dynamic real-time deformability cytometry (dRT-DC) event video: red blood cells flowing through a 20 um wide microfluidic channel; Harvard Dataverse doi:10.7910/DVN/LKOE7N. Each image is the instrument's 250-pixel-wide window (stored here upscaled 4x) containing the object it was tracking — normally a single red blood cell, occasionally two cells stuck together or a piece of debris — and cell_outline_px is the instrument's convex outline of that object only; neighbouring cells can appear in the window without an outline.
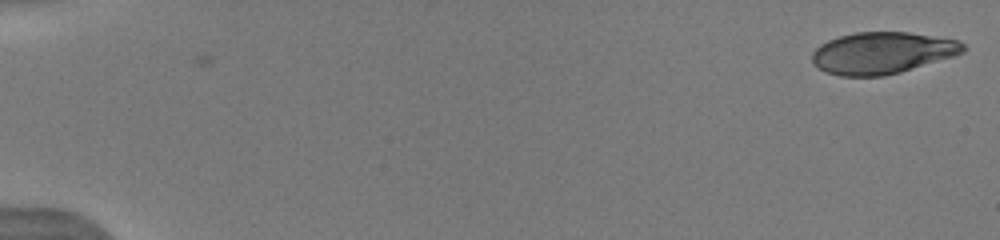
{"species": "human", "species_latin": "Homo sapiens", "temperature_condition": "warm", "stored_images_in_passage": 44, "camera_frame_rate_fps": 3000, "um_per_image_px": 0.085, "donor": {"sex": "male"}, "frame": {"image": 1, "passage_image": 1, "time_ms": 0.0, "image_size_px": [1000, 240], "cell_outline_px": [[968, 48], [964, 52], [956, 56], [900, 72], [884, 76], [840, 76], [824, 72], [812, 64], [812, 52], [820, 44], [828, 40], [840, 36], [856, 32], [908, 32], [960, 40]], "centroid_in_image_um": [75.01, 4.5], "position_along_channel_um": 10.0, "area_um2": 37.11}}
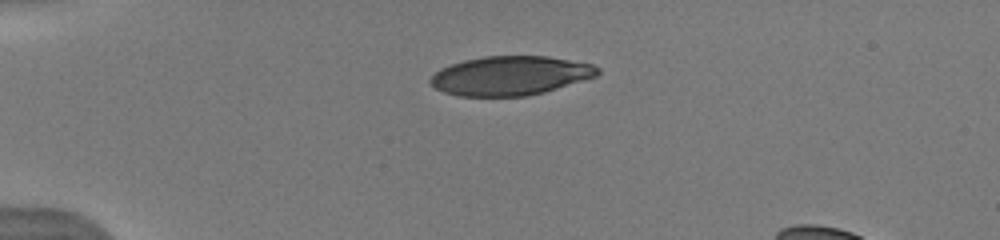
{"frame": {"image": 2, "passage_image": 13, "time_ms": 4.0, "image_size_px": [1000, 240], "cell_outline_px": [[600, 72], [596, 76], [544, 92], [524, 96], [460, 96], [444, 92], [436, 88], [428, 80], [440, 68], [464, 60], [484, 56], [548, 56], [592, 64], [600, 68]], "centroid_in_image_um": [43.37, 6.43], "position_along_channel_um": 41.6, "area_um2": 37.92}}
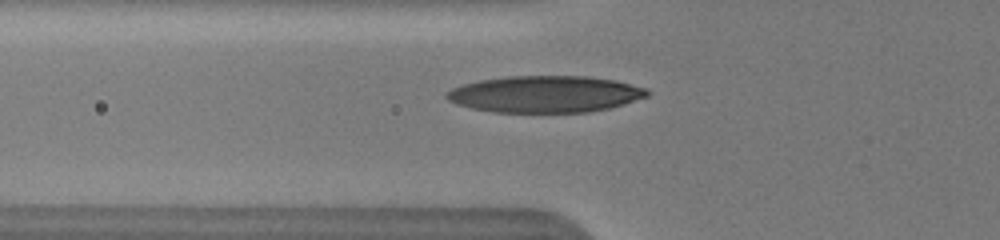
{"frame": {"image": 3, "passage_image": 19, "time_ms": 6.0, "image_size_px": [1000, 240], "cell_outline_px": [[652, 92], [648, 96], [624, 104], [608, 108], [588, 112], [492, 112], [472, 108], [456, 104], [448, 100], [444, 96], [444, 92], [460, 84], [480, 80], [508, 76], [588, 76], [616, 80], [648, 88]], "centroid_in_image_um": [46.33, 7.99], "position_along_channel_um": 79.5, "area_um2": 43.23}, "authors_computed_cell_mechanics": {"area_um2": 40.2288, "velocity_mm_per_s": 4.1231, "shape_relaxation_time_tau1_ms": 5.2522, "shape_relaxation_time_tau2_ms": 1.0866, "deformation_change_tau1": 0.2406, "deformation_change_tau2": 0.0838}}